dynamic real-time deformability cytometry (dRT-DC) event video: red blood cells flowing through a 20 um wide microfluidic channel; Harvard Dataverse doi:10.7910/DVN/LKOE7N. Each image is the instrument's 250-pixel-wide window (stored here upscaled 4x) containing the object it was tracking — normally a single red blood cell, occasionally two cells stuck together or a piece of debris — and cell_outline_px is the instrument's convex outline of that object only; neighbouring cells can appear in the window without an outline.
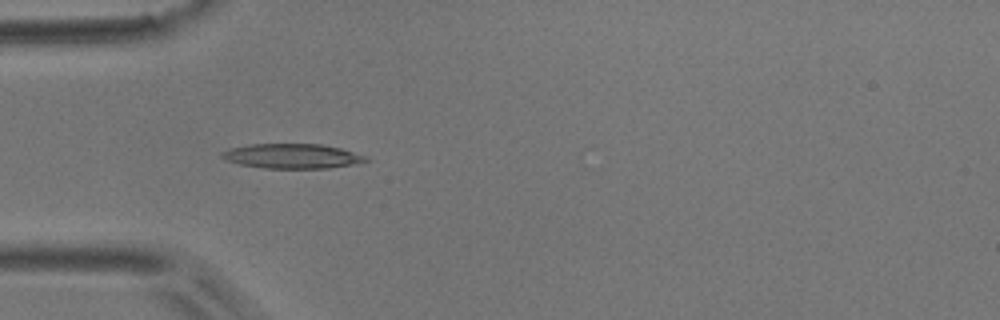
{"species": "common noctule bat (a hibernating species)", "species_latin": "Nyctalus noctula", "temperature_condition": "room temperature", "stored_images_in_passage": 29, "camera_frame_rate_fps": 3000, "um_per_image_px": 0.085, "animal": {"sex": "male", "body_mass_g": 17.9}, "frame": {"image": 1, "passage_image": 15, "time_ms": 4.667, "image_size_px": [1000, 320], "cell_outline_px": [[372, 160], [360, 164], [328, 168], [264, 168], [240, 164], [228, 160], [220, 156], [220, 152], [232, 148], [252, 144], [320, 144], [340, 148], [368, 156]], "centroid_in_image_um": [24.93, 13.27], "position_along_channel_um": 60.1, "area_um2": 20.81}}
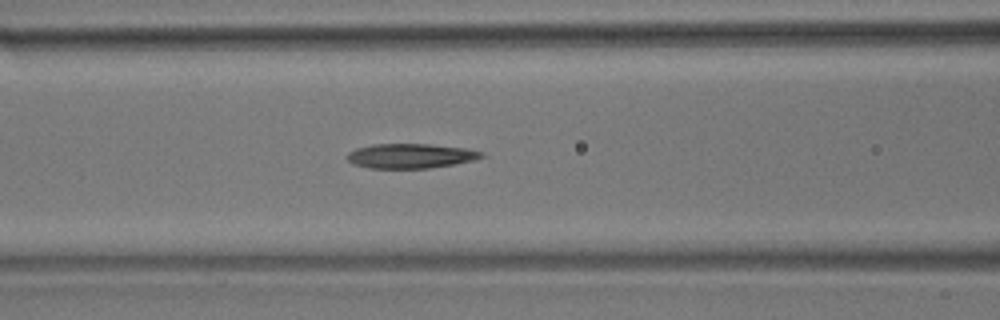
{"frame": {"image": 2, "passage_image": 21, "time_ms": 6.667, "image_size_px": [1000, 320], "cell_outline_px": [[488, 156], [476, 160], [428, 168], [368, 168], [352, 164], [348, 160], [348, 152], [356, 148], [372, 144], [428, 144], [468, 148], [480, 152]], "centroid_in_image_um": [34.91, 13.25], "position_along_channel_um": 131.7, "area_um2": 19.36}}
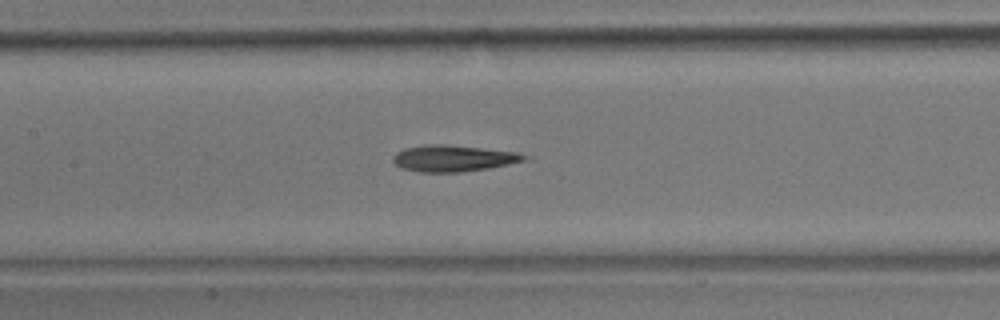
{"frame": {"image": 3, "passage_image": 24, "time_ms": 7.667, "image_size_px": [1000, 320], "cell_outline_px": [[532, 160], [488, 168], [460, 172], [420, 172], [400, 168], [392, 160], [392, 156], [396, 152], [404, 148], [424, 144], [444, 144], [520, 152]], "centroid_in_image_um": [38.55, 13.45], "position_along_channel_um": 168.9, "area_um2": 20.46}}